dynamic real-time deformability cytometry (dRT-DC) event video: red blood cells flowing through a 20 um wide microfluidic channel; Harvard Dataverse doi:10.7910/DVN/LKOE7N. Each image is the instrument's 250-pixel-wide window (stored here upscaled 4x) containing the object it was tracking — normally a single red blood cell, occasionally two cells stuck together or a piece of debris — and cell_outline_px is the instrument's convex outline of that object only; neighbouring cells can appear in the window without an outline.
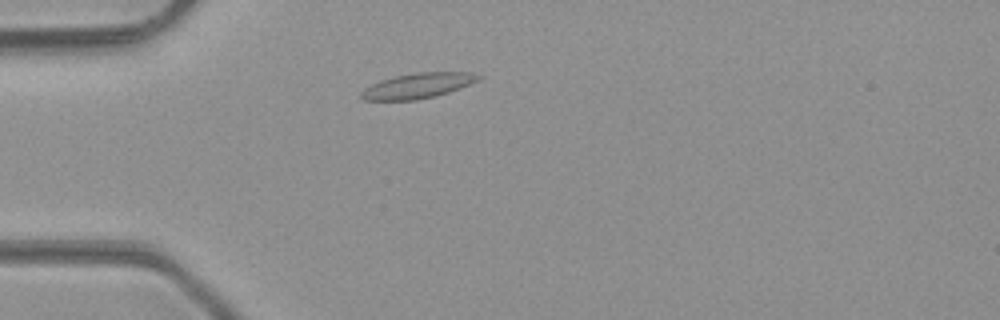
{"species": "common noctule bat (a hibernating species)", "species_latin": "Nyctalus noctula", "temperature_condition": "room temperature", "stored_images_in_passage": 42, "camera_frame_rate_fps": 3000, "um_per_image_px": 0.085, "animal": {"sex": "male", "body_mass_g": 23.1, "forearm_length_mm": 52.7}, "frame": {"image": 1, "passage_image": 7, "time_ms": 2.0, "image_size_px": [1000, 320], "cell_outline_px": [[484, 76], [480, 80], [460, 88], [436, 96], [416, 100], [364, 100], [360, 96], [360, 92], [364, 88], [380, 80], [396, 76], [416, 72], [472, 72]], "centroid_in_image_um": [35.54, 7.28], "position_along_channel_um": 49.5, "area_um2": 17.34}}
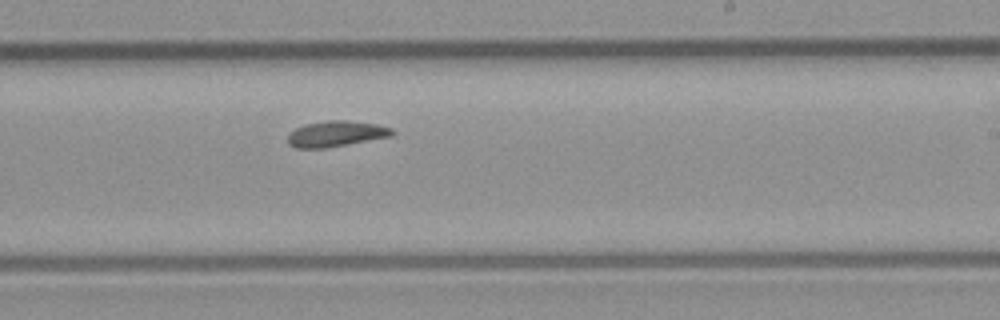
{"frame": {"image": 2, "passage_image": 23, "time_ms": 7.333, "image_size_px": [1000, 320], "cell_outline_px": [[396, 132], [392, 136], [324, 148], [296, 148], [288, 144], [288, 136], [296, 128], [304, 124], [328, 120], [344, 120], [376, 124], [392, 128]], "centroid_in_image_um": [28.57, 11.37], "position_along_channel_um": 260.4, "area_um2": 15.55}}
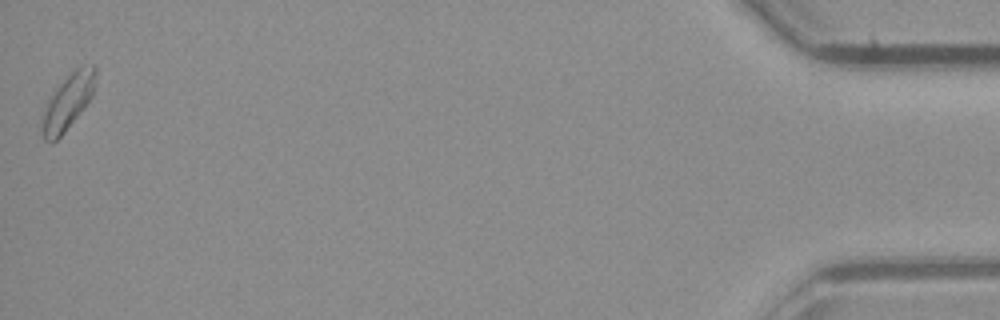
{"frame": {"image": 3, "passage_image": 42, "time_ms": 13.667, "image_size_px": [1000, 320], "cell_outline_px": [[96, 72], [92, 96], [80, 112], [64, 132], [52, 144], [44, 140], [40, 116], [48, 100], [56, 88], [76, 68], [92, 64], [96, 64]], "centroid_in_image_um": [5.74, 8.68], "position_along_channel_um": 429.5, "area_um2": 16.99}, "authors_computed_cell_mechanics": {"area_um2": 15.6927, "velocity_mm_per_s": 4.2236, "shape_relaxation_time_tau1_ms": null, "shape_relaxation_time_tau2_ms": 8.0816, "deformation_change_tau1": null, "deformation_change_tau2": 0.1432}}